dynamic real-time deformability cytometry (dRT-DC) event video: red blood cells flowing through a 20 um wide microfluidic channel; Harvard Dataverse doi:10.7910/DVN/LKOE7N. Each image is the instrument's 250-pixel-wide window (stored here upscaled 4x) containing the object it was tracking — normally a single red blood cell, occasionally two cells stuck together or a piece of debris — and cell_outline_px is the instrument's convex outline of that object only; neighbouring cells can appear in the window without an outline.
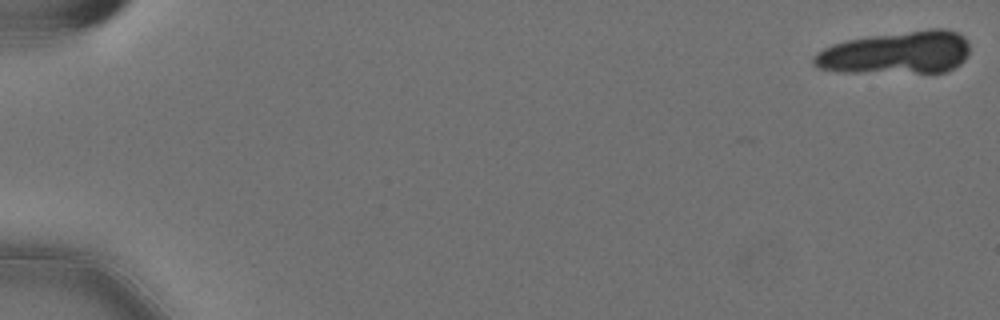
{"species": "Egyptian fruit bat (a non-hibernating species)", "species_latin": "Rousettus aegyptiacus", "temperature_condition": "cold", "stored_images_in_passage": 9, "camera_frame_rate_fps": 3000, "um_per_image_px": 0.085, "animal": {"sex": "female"}, "frame": {"image": 1, "passage_image": 1, "time_ms": 0.0, "image_size_px": [1000, 320], "cell_outline_px": [[968, 56], [960, 64], [944, 72], [836, 72], [816, 68], [812, 64], [812, 56], [816, 52], [832, 44], [848, 40], [872, 36], [932, 28], [944, 28], [956, 32], [964, 36], [968, 40]], "centroid_in_image_um": [76.17, 4.48], "position_along_channel_um": 8.8, "area_um2": 39.02}}